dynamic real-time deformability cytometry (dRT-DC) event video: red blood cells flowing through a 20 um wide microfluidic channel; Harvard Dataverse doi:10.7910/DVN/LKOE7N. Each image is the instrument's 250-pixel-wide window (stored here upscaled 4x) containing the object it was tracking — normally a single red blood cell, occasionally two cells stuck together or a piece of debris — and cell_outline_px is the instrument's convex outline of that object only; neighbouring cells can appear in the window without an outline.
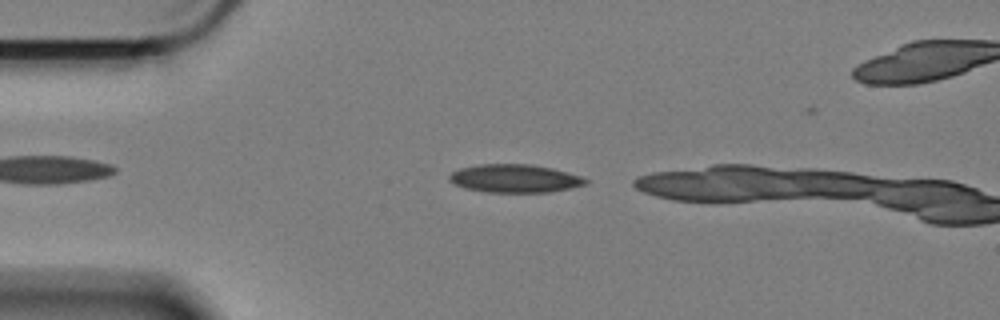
{"species": "Egyptian fruit bat (a non-hibernating species)", "species_latin": "Rousettus aegyptiacus", "temperature_condition": "cold", "stored_images_in_passage": 6, "camera_frame_rate_fps": 3000, "um_per_image_px": 0.085, "animal": {"sex": "female"}, "frame": {"image": 1, "passage_image": 3, "time_ms": 0.667, "image_size_px": [1000, 320], "cell_outline_px": [[588, 184], [548, 192], [488, 192], [464, 188], [448, 180], [448, 176], [452, 172], [460, 168], [480, 164], [532, 164], [552, 168], [568, 172], [580, 176], [588, 180]], "centroid_in_image_um": [43.74, 15.16], "position_along_channel_um": 41.3, "area_um2": 22.31}}